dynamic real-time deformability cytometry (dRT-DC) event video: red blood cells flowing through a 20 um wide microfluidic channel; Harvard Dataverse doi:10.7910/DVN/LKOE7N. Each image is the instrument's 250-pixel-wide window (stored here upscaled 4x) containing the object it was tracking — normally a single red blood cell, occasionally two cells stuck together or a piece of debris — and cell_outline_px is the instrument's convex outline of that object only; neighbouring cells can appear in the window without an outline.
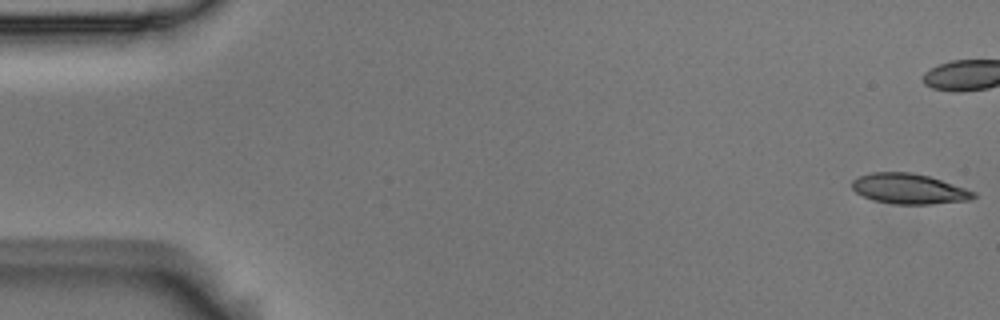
{"species": "Egyptian fruit bat (a non-hibernating species)", "species_latin": "Rousettus aegyptiacus", "temperature_condition": "room temperature", "stored_images_in_passage": 7, "segment_of_instrument_passage": [1, 2], "camera_frame_rate_fps": 3000, "um_per_image_px": 0.085, "animal": {"sex": "male"}, "frame": {"image": 1, "passage_image": 1, "time_ms": 0.0, "image_size_px": [1000, 320], "cell_outline_px": [[976, 196], [972, 200], [932, 204], [892, 204], [872, 200], [856, 192], [852, 188], [852, 180], [860, 176], [872, 172], [912, 172], [928, 176], [976, 192]], "centroid_in_image_um": [77.26, 16.06], "position_along_channel_um": 7.7, "area_um2": 21.39}}
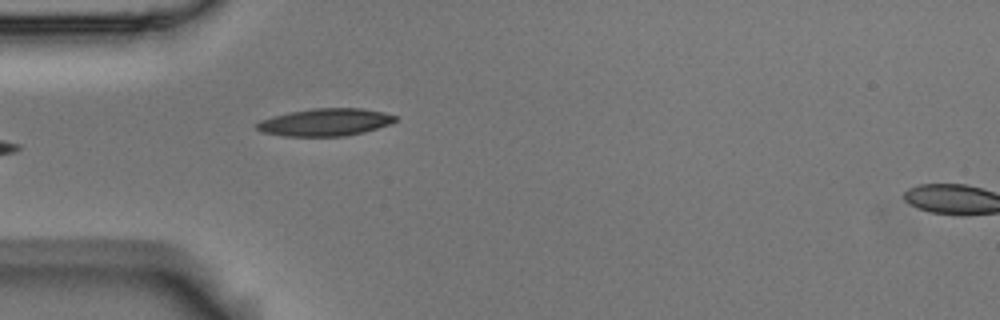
{"frame": {"image": 2, "passage_image": 6, "time_ms": 1.667, "image_size_px": [1000, 320], "cell_outline_px": [[396, 120], [392, 124], [364, 132], [344, 136], [284, 136], [260, 132], [256, 128], [256, 124], [260, 120], [292, 112], [316, 108], [360, 108], [384, 112], [396, 116]], "centroid_in_image_um": [27.67, 10.4], "position_along_channel_um": 57.3, "area_um2": 22.02}}